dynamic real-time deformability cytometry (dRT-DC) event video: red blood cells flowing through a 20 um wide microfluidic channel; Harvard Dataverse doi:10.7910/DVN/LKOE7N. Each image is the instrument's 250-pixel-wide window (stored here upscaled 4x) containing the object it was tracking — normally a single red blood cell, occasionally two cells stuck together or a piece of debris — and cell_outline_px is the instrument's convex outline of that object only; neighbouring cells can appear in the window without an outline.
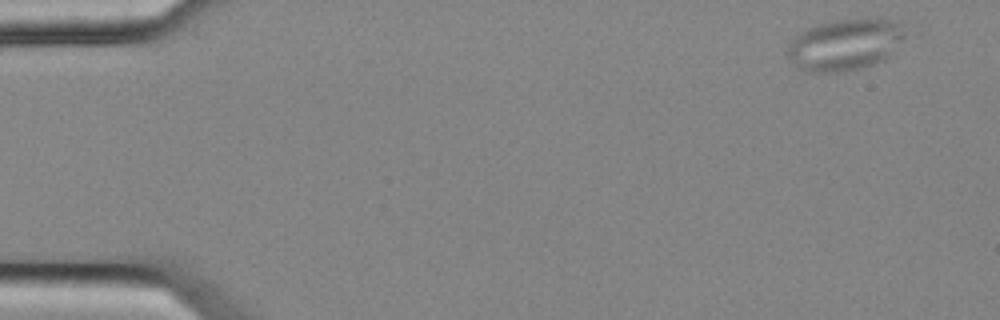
{"species": "common noctule bat (a hibernating species)", "species_latin": "Nyctalus noctula", "temperature_condition": "cold", "stored_images_in_passage": 5, "camera_frame_rate_fps": 3000, "um_per_image_px": 0.085, "animal": {"sex": "female", "body_mass_g": 25.1}, "frame": {"image": 1, "passage_image": 1, "time_ms": 0.0, "image_size_px": [1000, 320], "cell_outline_px": [[904, 40], [884, 60], [860, 68], [840, 72], [804, 72], [788, 60], [788, 44], [796, 36], [808, 28], [820, 24], [844, 20], [900, 20], [904, 24]], "centroid_in_image_um": [71.83, 3.82], "position_along_channel_um": 13.2, "area_um2": 34.91}}